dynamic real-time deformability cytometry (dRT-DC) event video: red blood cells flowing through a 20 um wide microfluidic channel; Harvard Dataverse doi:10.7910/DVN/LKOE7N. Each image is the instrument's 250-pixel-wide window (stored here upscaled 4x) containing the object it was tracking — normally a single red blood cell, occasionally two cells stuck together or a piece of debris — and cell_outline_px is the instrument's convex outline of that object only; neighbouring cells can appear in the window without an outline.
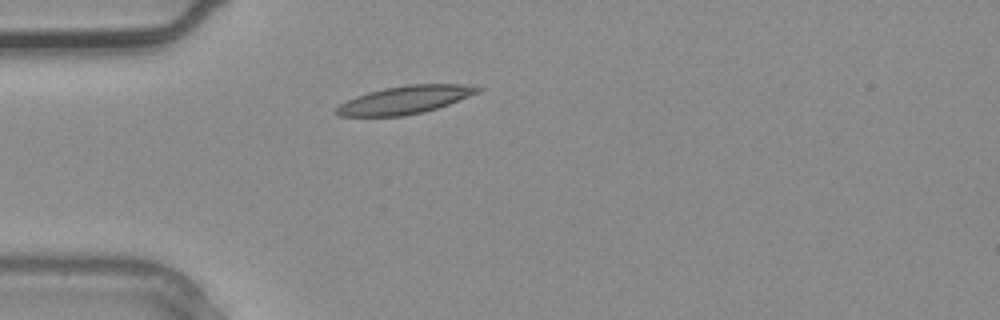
{"species": "common noctule bat (a hibernating species)", "species_latin": "Nyctalus noctula", "temperature_condition": "warm", "stored_images_in_passage": 1, "camera_frame_rate_fps": 3000, "um_per_image_px": 0.085, "animal": {"sex": "male", "body_mass_g": 20.4}, "frame": {"image": 1, "passage_image": 1, "time_ms": 0.0, "image_size_px": [1000, 320], "cell_outline_px": [[484, 88], [480, 92], [448, 104], [424, 112], [404, 116], [336, 116], [332, 112], [340, 104], [356, 96], [368, 92], [384, 88], [408, 84], [460, 84]], "centroid_in_image_um": [34.39, 8.49], "position_along_channel_um": 50.6, "area_um2": 23.0}}